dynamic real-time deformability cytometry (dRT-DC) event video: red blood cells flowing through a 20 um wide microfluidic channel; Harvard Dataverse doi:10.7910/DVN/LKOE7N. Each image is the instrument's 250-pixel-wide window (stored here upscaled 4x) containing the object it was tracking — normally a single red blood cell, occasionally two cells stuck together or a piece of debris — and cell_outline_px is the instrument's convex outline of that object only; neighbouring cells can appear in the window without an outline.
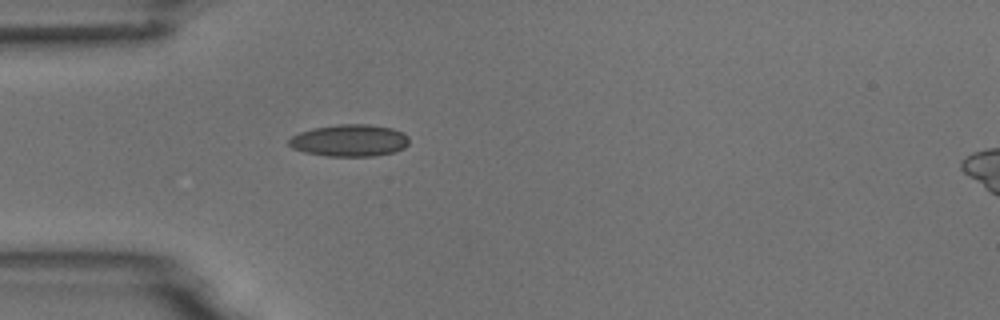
{"species": "common noctule bat (a hibernating species)", "species_latin": "Nyctalus noctula", "temperature_condition": "room temperature", "stored_images_in_passage": 1, "camera_frame_rate_fps": 3000, "um_per_image_px": 0.085, "animal": {"sex": "male", "body_mass_g": 18.8}, "frame": {"image": 1, "passage_image": 1, "time_ms": 0.0, "image_size_px": [1000, 320], "cell_outline_px": [[408, 144], [404, 148], [396, 152], [372, 156], [328, 156], [304, 152], [292, 148], [288, 144], [288, 140], [292, 136], [300, 132], [312, 128], [340, 124], [368, 124], [392, 128], [404, 132], [408, 136]], "centroid_in_image_um": [29.72, 11.94], "position_along_channel_um": 55.3, "area_um2": 22.54}}